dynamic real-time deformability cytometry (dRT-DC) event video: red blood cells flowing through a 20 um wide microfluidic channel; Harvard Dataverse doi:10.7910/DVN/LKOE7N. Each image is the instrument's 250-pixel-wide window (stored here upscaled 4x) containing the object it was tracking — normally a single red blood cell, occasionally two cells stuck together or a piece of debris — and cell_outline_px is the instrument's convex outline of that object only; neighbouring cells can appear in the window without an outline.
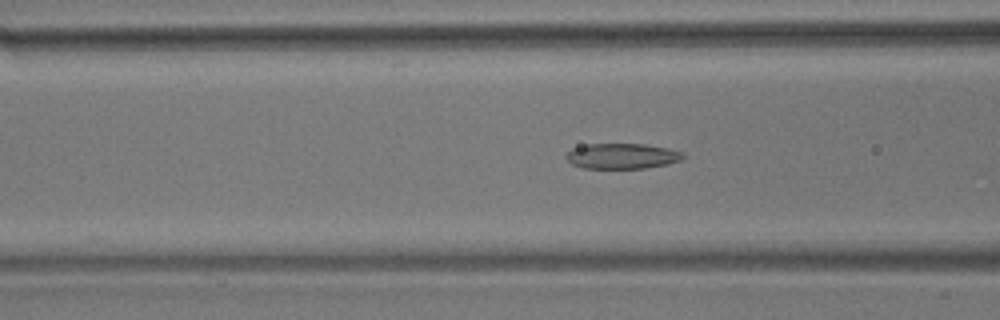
{"species": "common noctule bat (a hibernating species)", "species_latin": "Nyctalus noctula", "temperature_condition": "room temperature", "stored_images_in_passage": 52, "camera_frame_rate_fps": 3000, "um_per_image_px": 0.085, "animal": {"sex": "male", "body_mass_g": 17.9}, "frame": {"image": 1, "passage_image": 22, "time_ms": 7.0, "image_size_px": [1000, 320], "cell_outline_px": [[684, 156], [680, 160], [668, 164], [644, 168], [584, 168], [572, 164], [564, 156], [572, 148], [588, 144], [644, 144], [668, 148], [684, 152]], "centroid_in_image_um": [52.88, 13.26], "position_along_channel_um": 113.7, "area_um2": 17.28}}
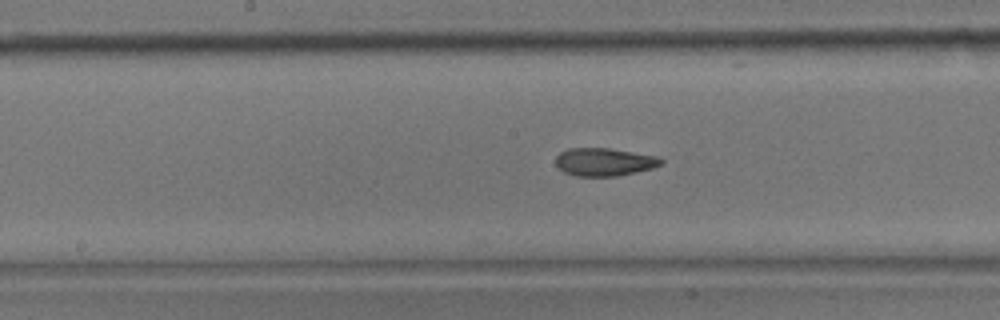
{"frame": {"image": 2, "passage_image": 29, "time_ms": 9.333, "image_size_px": [1000, 320], "cell_outline_px": [[664, 164], [652, 168], [636, 172], [616, 176], [576, 176], [564, 172], [556, 164], [556, 156], [560, 152], [568, 148], [608, 148], [660, 156], [664, 160]], "centroid_in_image_um": [51.4, 13.76], "position_along_channel_um": 196.8, "area_um2": 17.28}}
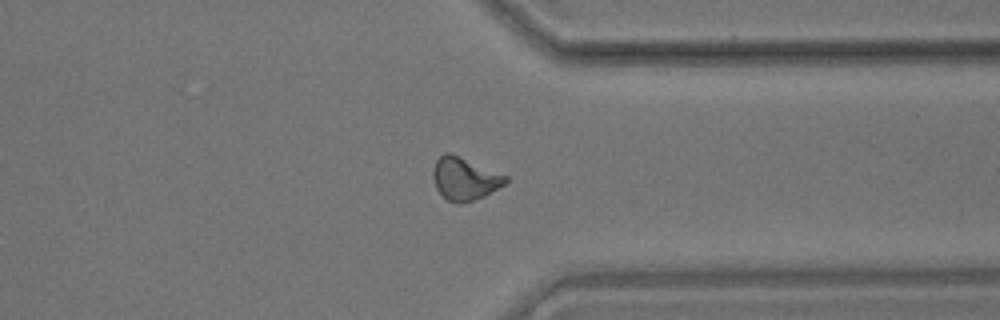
{"frame": {"image": 3, "passage_image": 44, "time_ms": 14.333, "image_size_px": [1000, 320], "cell_outline_px": [[508, 180], [504, 184], [484, 196], [472, 200], [448, 200], [436, 188], [432, 176], [432, 172], [436, 160], [444, 152], [448, 152], [508, 176]], "centroid_in_image_um": [39.48, 15.15], "position_along_channel_um": 371.9, "area_um2": 17.34}, "authors_computed_cell_mechanics": {"area_um2": 17.8024, "velocity_mm_per_s": 3.549, "shape_relaxation_time_tau1_ms": null, "shape_relaxation_time_tau2_ms": 2.2779, "deformation_change_tau1": null, "deformation_change_tau2": 0.0817}}